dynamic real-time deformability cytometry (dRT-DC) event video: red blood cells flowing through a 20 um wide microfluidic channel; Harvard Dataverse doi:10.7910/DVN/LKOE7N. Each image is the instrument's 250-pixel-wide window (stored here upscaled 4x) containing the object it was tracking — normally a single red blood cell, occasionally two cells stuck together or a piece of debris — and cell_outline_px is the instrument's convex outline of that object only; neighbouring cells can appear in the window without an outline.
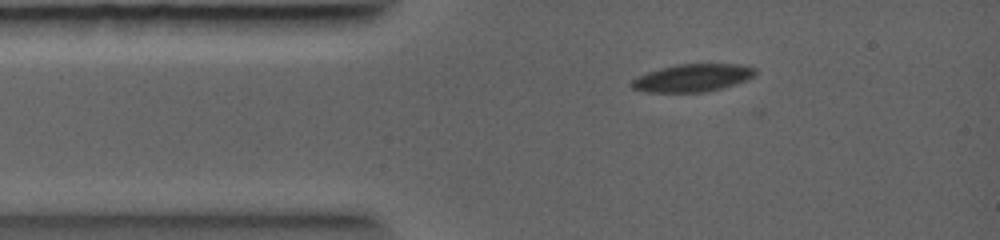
{"species": "common noctule bat (a hibernating species)", "species_latin": "Nyctalus noctula", "temperature_condition": "warm", "stored_images_in_passage": 7, "camera_frame_rate_fps": 5000, "um_per_image_px": 0.085, "animal": {"sex": "female", "body_mass_g": 19.0, "forearm_length_mm": 56.7}, "frame": {"image": 1, "passage_image": 1, "time_ms": 0.0, "image_size_px": [1000, 240], "cell_outline_px": [[756, 76], [748, 80], [736, 84], [704, 92], [644, 92], [632, 88], [628, 84], [636, 76], [660, 68], [676, 64], [736, 64], [756, 68]], "centroid_in_image_um": [58.85, 6.62], "position_along_channel_um": 26.2, "area_um2": 20.11}}
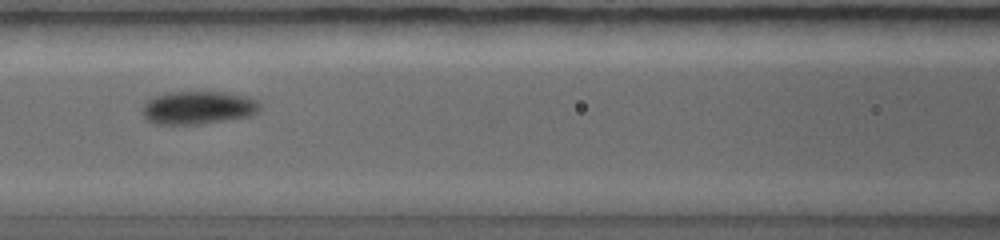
{"frame": {"image": 2, "passage_image": 5, "time_ms": 2.4, "image_size_px": [1000, 240], "cell_outline_px": [[260, 108], [256, 112], [248, 116], [200, 124], [152, 124], [144, 120], [140, 112], [144, 104], [148, 100], [156, 96], [172, 92], [224, 92], [244, 96], [256, 100], [260, 104]], "centroid_in_image_um": [16.76, 9.16], "position_along_channel_um": 149.8, "area_um2": 22.6}}
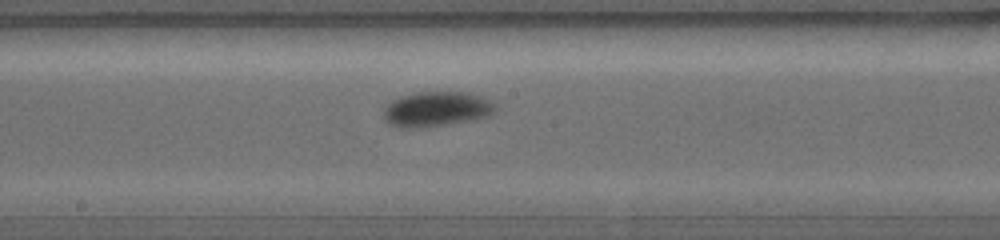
{"frame": {"image": 3, "passage_image": 7, "time_ms": 3.4, "image_size_px": [1000, 240], "cell_outline_px": [[496, 112], [488, 116], [472, 120], [424, 128], [400, 128], [388, 124], [384, 120], [384, 108], [392, 100], [400, 96], [416, 92], [464, 92], [480, 96], [496, 104]], "centroid_in_image_um": [37.08, 9.29], "position_along_channel_um": 211.1, "area_um2": 23.0}}